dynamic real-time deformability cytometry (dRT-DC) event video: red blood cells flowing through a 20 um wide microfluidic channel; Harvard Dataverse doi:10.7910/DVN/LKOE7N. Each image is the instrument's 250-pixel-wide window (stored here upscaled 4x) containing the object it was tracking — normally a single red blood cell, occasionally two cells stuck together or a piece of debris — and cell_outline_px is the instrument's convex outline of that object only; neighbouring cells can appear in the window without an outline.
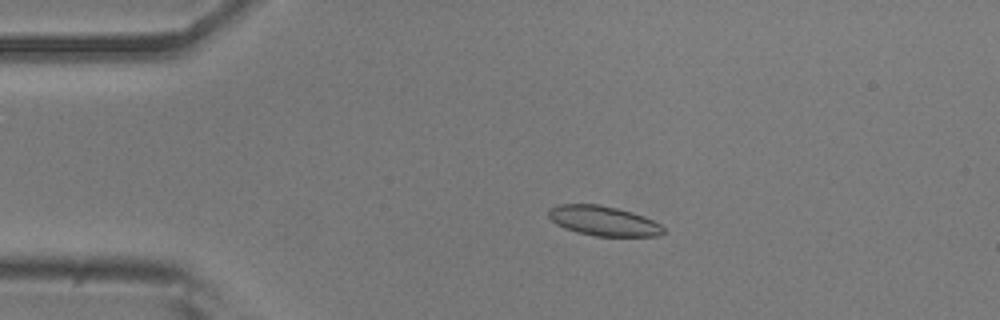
{"species": "common noctule bat (a hibernating species)", "species_latin": "Nyctalus noctula", "temperature_condition": "room temperature", "stored_images_in_passage": 51, "camera_frame_rate_fps": 3000, "um_per_image_px": 0.085, "animal": {"sex": "male", "body_mass_g": 20.5, "forearm_length_mm": 52.5}, "frame": {"image": 1, "passage_image": 11, "time_ms": 3.333, "image_size_px": [1000, 320], "cell_outline_px": [[664, 232], [660, 236], [596, 236], [576, 232], [564, 228], [556, 224], [548, 216], [548, 208], [560, 204], [600, 204], [632, 212], [644, 216], [660, 224], [664, 228]], "centroid_in_image_um": [51.27, 18.77], "position_along_channel_um": 33.7, "area_um2": 20.0}}
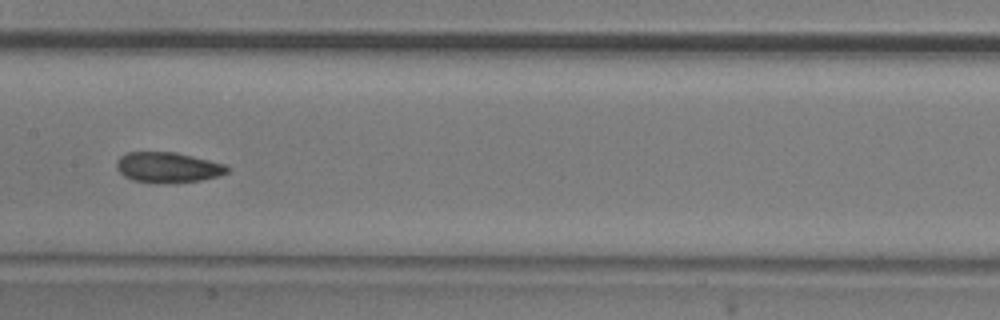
{"frame": {"image": 2, "passage_image": 27, "time_ms": 8.667, "image_size_px": [1000, 320], "cell_outline_px": [[228, 172], [220, 176], [200, 180], [132, 180], [124, 176], [116, 168], [116, 164], [120, 156], [128, 152], [176, 152], [224, 164], [228, 168]], "centroid_in_image_um": [14.26, 14.17], "position_along_channel_um": 193.1, "area_um2": 18.61}}
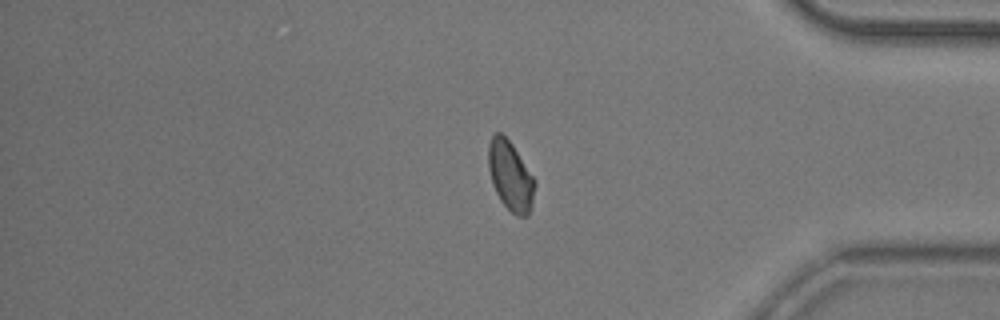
{"frame": {"image": 3, "passage_image": 45, "time_ms": 14.667, "image_size_px": [1000, 320], "cell_outline_px": [[536, 184], [528, 216], [516, 216], [500, 200], [492, 184], [488, 168], [488, 144], [492, 136], [496, 132], [500, 132], [512, 144], [536, 180]], "centroid_in_image_um": [43.38, 14.94], "position_along_channel_um": 391.8, "area_um2": 18.73}, "authors_computed_cell_mechanics": {"area_um2": 19.3052, "velocity_mm_per_s": 3.7235, "shape_relaxation_time_tau1_ms": 5.035, "shape_relaxation_time_tau2_ms": 1.9337, "deformation_change_tau1": 0.1123, "deformation_change_tau2": 0.0636}}